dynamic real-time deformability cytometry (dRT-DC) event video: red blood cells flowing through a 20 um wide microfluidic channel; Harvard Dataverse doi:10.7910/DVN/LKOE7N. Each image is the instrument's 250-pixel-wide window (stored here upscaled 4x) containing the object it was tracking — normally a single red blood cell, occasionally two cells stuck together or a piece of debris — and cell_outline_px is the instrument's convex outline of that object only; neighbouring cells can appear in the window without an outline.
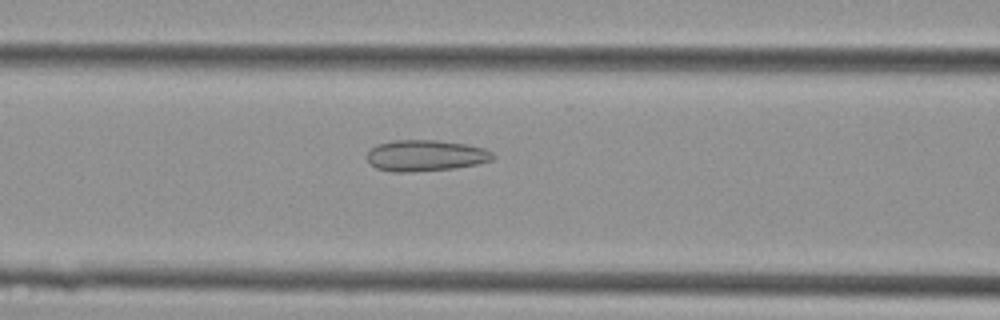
{"species": "Egyptian fruit bat (a non-hibernating species)", "species_latin": "Rousettus aegyptiacus", "temperature_condition": "cold", "stored_images_in_passage": 27, "camera_frame_rate_fps": 3000, "um_per_image_px": 0.085, "animal": {"sex": "female"}, "frame": {"image": 1, "passage_image": 9, "time_ms": 2.667, "image_size_px": [1000, 320], "cell_outline_px": [[496, 156], [492, 160], [476, 164], [456, 168], [412, 172], [392, 172], [376, 168], [368, 160], [368, 152], [376, 144], [392, 140], [436, 140], [464, 144], [484, 148], [492, 152]], "centroid_in_image_um": [36.17, 13.22], "position_along_channel_um": 130.4, "area_um2": 22.89}}
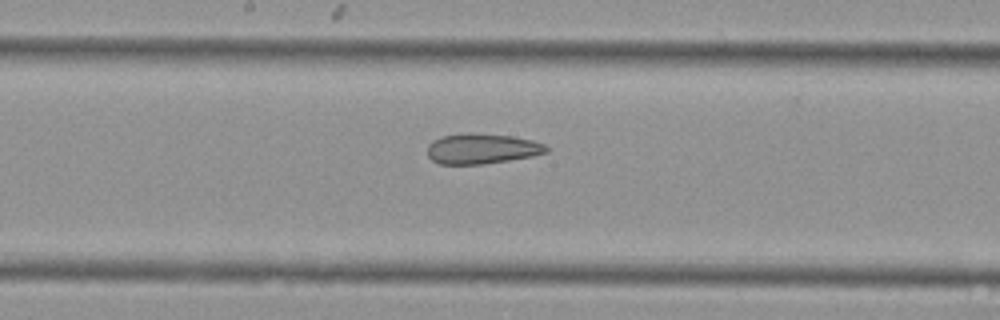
{"frame": {"image": 2, "passage_image": 14, "time_ms": 4.333, "image_size_px": [1000, 320], "cell_outline_px": [[548, 152], [532, 156], [484, 164], [440, 164], [432, 160], [428, 156], [428, 144], [432, 140], [440, 136], [468, 132], [472, 132], [512, 136], [532, 140], [544, 144], [548, 148]], "centroid_in_image_um": [40.93, 12.63], "position_along_channel_um": 207.3, "area_um2": 21.15}}
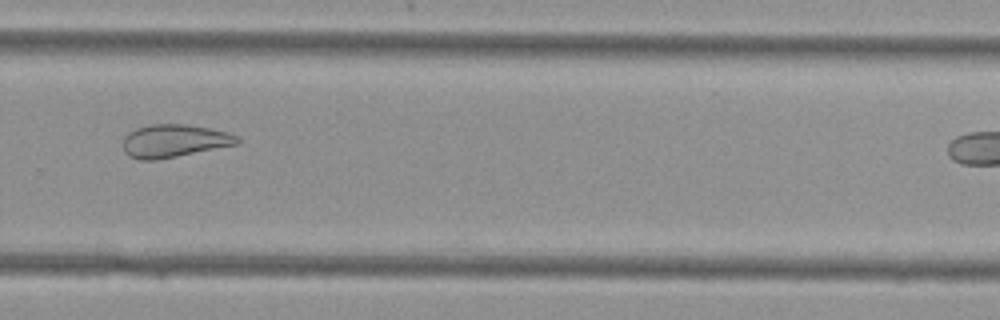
{"frame": {"image": 3, "passage_image": 21, "time_ms": 6.667, "image_size_px": [1000, 320], "cell_outline_px": [[240, 144], [156, 160], [140, 160], [128, 156], [124, 152], [124, 136], [128, 132], [136, 128], [148, 124], [184, 124], [208, 128], [228, 132], [240, 136]], "centroid_in_image_um": [14.82, 11.97], "position_along_channel_um": 315.0, "area_um2": 22.08}}